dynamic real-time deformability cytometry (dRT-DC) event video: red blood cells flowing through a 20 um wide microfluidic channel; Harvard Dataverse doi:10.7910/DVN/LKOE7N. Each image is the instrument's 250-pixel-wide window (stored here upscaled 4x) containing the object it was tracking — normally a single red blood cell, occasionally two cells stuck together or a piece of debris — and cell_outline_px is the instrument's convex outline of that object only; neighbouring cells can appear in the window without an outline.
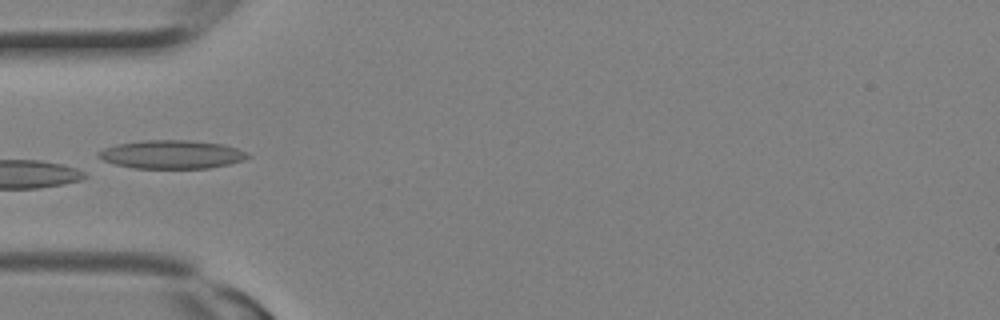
{"species": "Egyptian fruit bat (a non-hibernating species)", "species_latin": "Rousettus aegyptiacus", "temperature_condition": "room temperature", "stored_images_in_passage": 3, "camera_frame_rate_fps": 3000, "um_per_image_px": 0.085, "animal": {"sex": "female"}, "frame": {"image": 1, "passage_image": 3, "time_ms": 0.667, "image_size_px": [1000, 320], "cell_outline_px": [[252, 156], [244, 160], [228, 164], [208, 168], [132, 168], [116, 164], [104, 160], [96, 156], [96, 152], [104, 148], [116, 144], [140, 140], [188, 140], [224, 144], [236, 148]], "centroid_in_image_um": [14.57, 13.12], "position_along_channel_um": 70.4, "area_um2": 24.8}}